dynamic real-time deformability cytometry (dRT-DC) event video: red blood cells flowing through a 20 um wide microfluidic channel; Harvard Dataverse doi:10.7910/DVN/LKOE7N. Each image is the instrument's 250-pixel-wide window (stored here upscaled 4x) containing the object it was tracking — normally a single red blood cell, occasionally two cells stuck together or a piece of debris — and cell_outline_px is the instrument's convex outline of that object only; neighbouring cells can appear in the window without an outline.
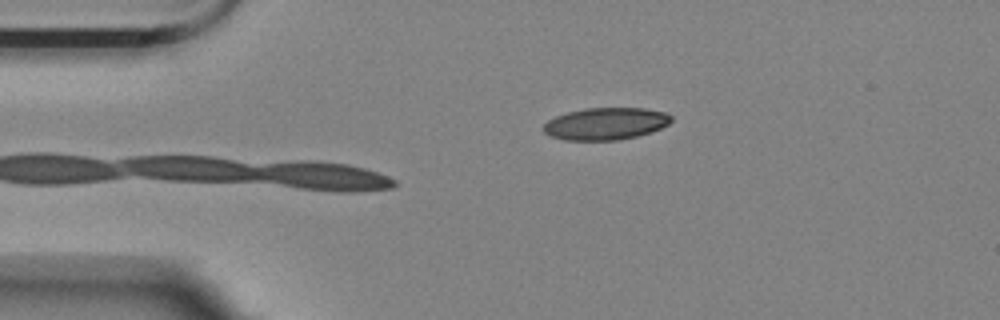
{"species": "Egyptian fruit bat (a non-hibernating species)", "species_latin": "Rousettus aegyptiacus", "temperature_condition": "room temperature", "stored_images_in_passage": 33, "camera_frame_rate_fps": 3000, "um_per_image_px": 0.085, "animal": {"sex": "female"}, "frame": {"image": 1, "passage_image": 1, "time_ms": 0.0, "image_size_px": [1000, 320], "cell_outline_px": [[672, 120], [668, 124], [652, 132], [636, 136], [616, 140], [564, 140], [548, 136], [544, 132], [544, 124], [548, 120], [556, 116], [568, 112], [584, 108], [644, 108], [668, 112], [672, 116]], "centroid_in_image_um": [51.49, 10.51], "position_along_channel_um": 33.5, "area_um2": 24.04}}
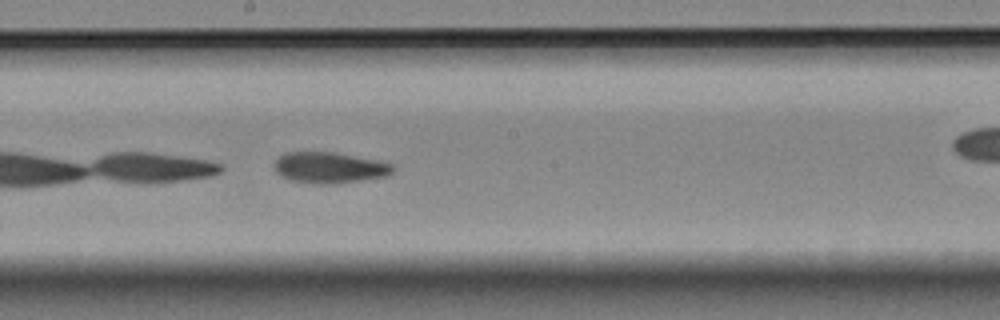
{"frame": {"image": 2, "passage_image": 15, "time_ms": 4.667, "image_size_px": [1000, 320], "cell_outline_px": [[396, 168], [388, 176], [336, 184], [316, 184], [292, 180], [280, 176], [276, 172], [272, 164], [284, 152], [336, 152], [392, 164]], "centroid_in_image_um": [27.98, 14.25], "position_along_channel_um": 220.2, "area_um2": 21.5}}
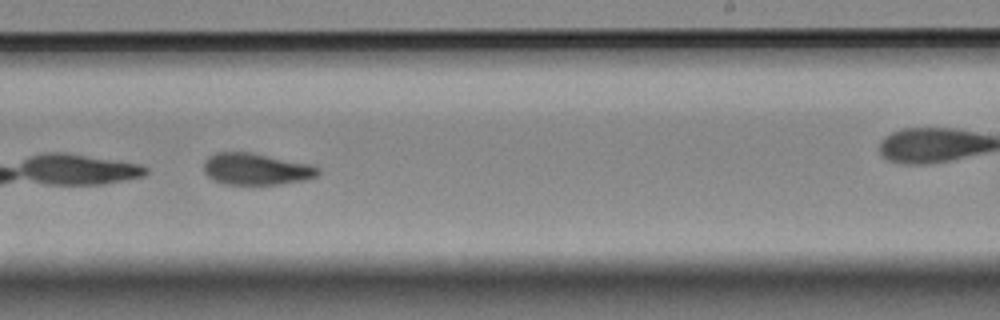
{"frame": {"image": 3, "passage_image": 19, "time_ms": 6.0, "image_size_px": [1000, 320], "cell_outline_px": [[320, 172], [316, 176], [304, 180], [280, 184], [224, 184], [212, 180], [204, 172], [204, 160], [208, 156], [216, 152], [248, 152], [312, 164], [320, 168]], "centroid_in_image_um": [21.76, 14.37], "position_along_channel_um": 267.2, "area_um2": 21.15}, "authors_computed_cell_mechanics": {"area_um2": 21.5016, "velocity_mm_per_s": 3.5383, "shape_relaxation_time_tau1_ms": null, "shape_relaxation_time_tau2_ms": 3.7814, "deformation_change_tau1": null, "deformation_change_tau2": 0.096}}